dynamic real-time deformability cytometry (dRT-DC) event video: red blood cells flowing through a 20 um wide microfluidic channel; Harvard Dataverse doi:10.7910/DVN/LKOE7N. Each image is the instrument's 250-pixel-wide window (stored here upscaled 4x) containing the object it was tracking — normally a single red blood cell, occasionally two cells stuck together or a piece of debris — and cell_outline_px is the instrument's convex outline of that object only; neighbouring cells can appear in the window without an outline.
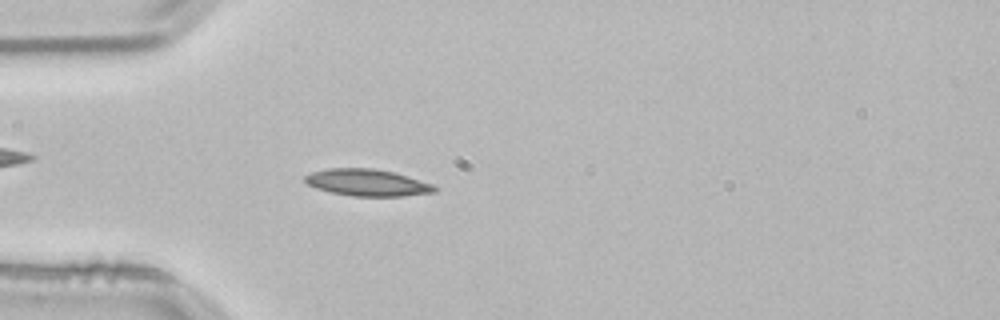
{"species": "common noctule bat (a hibernating species)", "species_latin": "Nyctalus noctula", "temperature_condition": "room temperature", "stored_images_in_passage": 46, "camera_frame_rate_fps": 3000, "um_per_image_px": 0.085, "animal": {"sex": "male", "body_mass_g": 21.5, "forearm_length_mm": 52.0}, "frame": {"image": 1, "passage_image": 8, "time_ms": 2.333, "image_size_px": [1000, 320], "cell_outline_px": [[436, 192], [404, 196], [352, 196], [332, 192], [316, 188], [308, 184], [304, 180], [304, 176], [312, 172], [328, 168], [372, 168], [392, 172], [432, 184], [436, 188]], "centroid_in_image_um": [31.19, 15.52], "position_along_channel_um": 53.8, "area_um2": 20.0}}
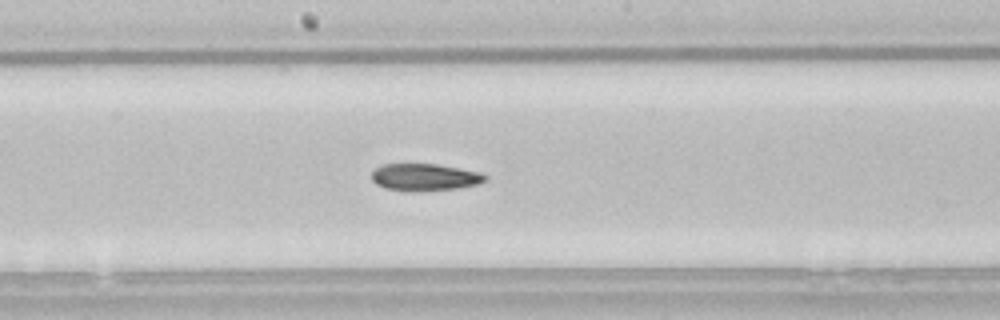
{"frame": {"image": 2, "passage_image": 21, "time_ms": 6.667, "image_size_px": [1000, 320], "cell_outline_px": [[488, 180], [476, 184], [456, 188], [384, 188], [376, 184], [372, 180], [372, 172], [376, 168], [384, 164], [436, 164], [480, 172], [488, 176]], "centroid_in_image_um": [36.13, 15.0], "position_along_channel_um": 212.1, "area_um2": 16.88}}
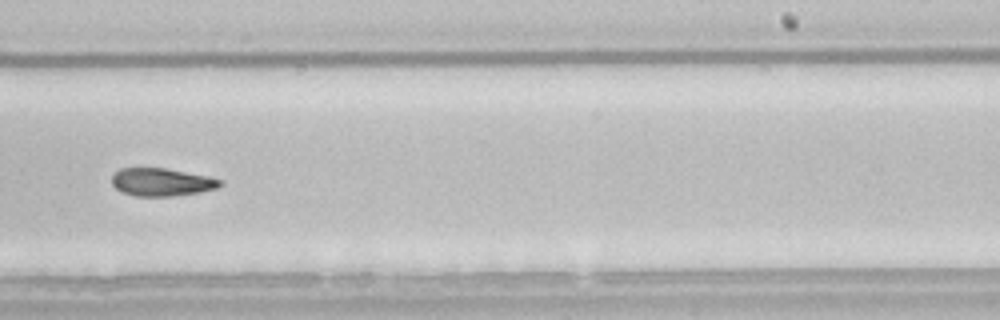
{"frame": {"image": 3, "passage_image": 26, "time_ms": 8.333, "image_size_px": [1000, 320], "cell_outline_px": [[224, 184], [220, 188], [200, 192], [172, 196], [136, 196], [124, 192], [116, 188], [112, 184], [112, 176], [120, 168], [164, 168], [204, 176], [220, 180]], "centroid_in_image_um": [13.74, 15.49], "position_along_channel_um": 275.3, "area_um2": 17.34}, "authors_computed_cell_mechanics": {"area_um2": 18.496, "velocity_mm_per_s": 3.8163, "shape_relaxation_time_tau1_ms": null, "shape_relaxation_time_tau2_ms": 5.6653, "deformation_change_tau1": null, "deformation_change_tau2": 0.1215}}